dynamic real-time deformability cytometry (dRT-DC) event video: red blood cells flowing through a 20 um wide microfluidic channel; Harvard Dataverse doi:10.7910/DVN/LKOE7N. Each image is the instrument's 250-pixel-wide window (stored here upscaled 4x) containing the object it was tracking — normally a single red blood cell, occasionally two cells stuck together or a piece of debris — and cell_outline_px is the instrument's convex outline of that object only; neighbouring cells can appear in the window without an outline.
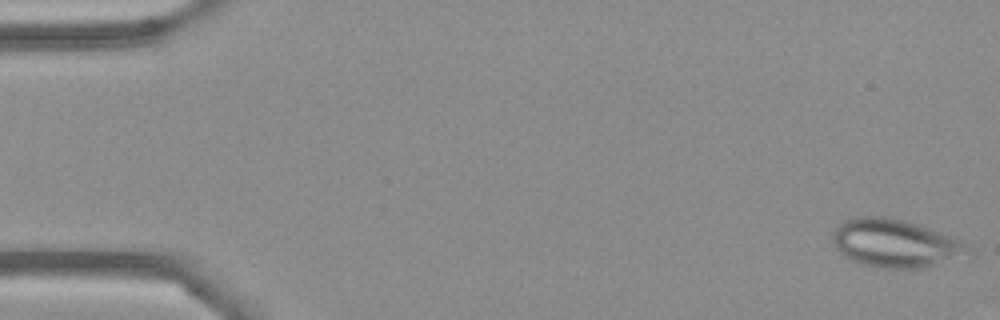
{"species": "Egyptian fruit bat (a non-hibernating species)", "species_latin": "Rousettus aegyptiacus", "temperature_condition": "cold", "stored_images_in_passage": 55, "camera_frame_rate_fps": 3000, "um_per_image_px": 0.085, "frame": {"image": 1, "passage_image": 1, "time_ms": 0.0, "image_size_px": [1000, 320], "cell_outline_px": [[972, 260], [928, 268], [876, 268], [860, 264], [844, 256], [840, 252], [832, 240], [832, 232], [844, 220], [852, 216], [884, 216], [916, 224], [940, 232], [960, 240], [972, 248]], "centroid_in_image_um": [76.24, 20.74], "position_along_channel_um": 8.8, "area_um2": 39.19}}
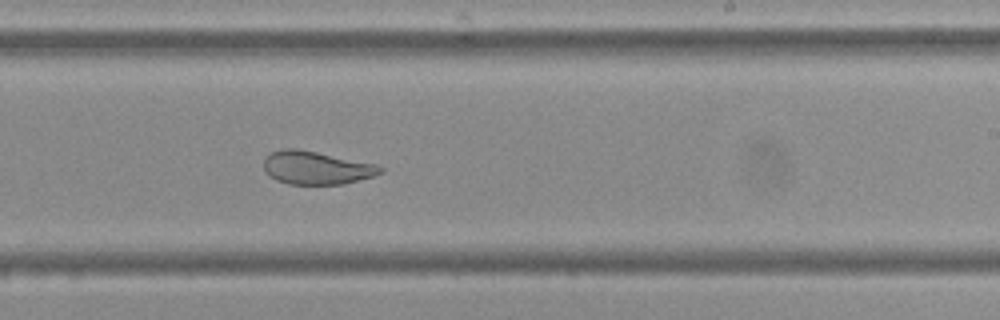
{"frame": {"image": 2, "passage_image": 33, "time_ms": 10.667, "image_size_px": [1000, 320], "cell_outline_px": [[384, 172], [372, 176], [344, 184], [288, 184], [276, 180], [264, 172], [264, 160], [272, 152], [284, 148], [296, 148], [376, 164], [384, 168]], "centroid_in_image_um": [26.88, 14.27], "position_along_channel_um": 262.1, "area_um2": 22.37}}
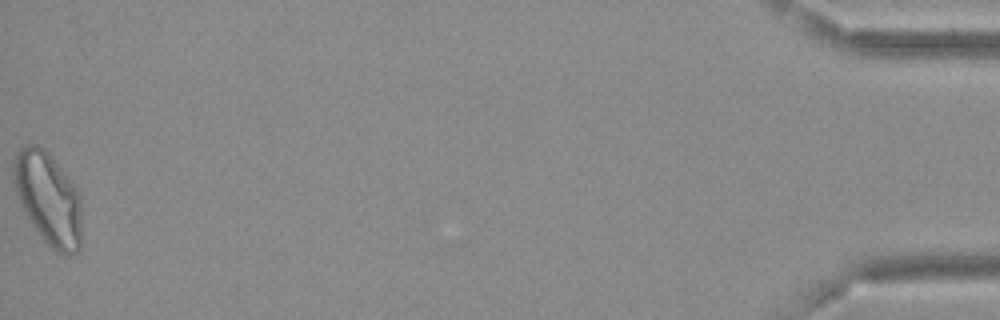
{"frame": {"image": 3, "passage_image": 55, "time_ms": 18.0, "image_size_px": [1000, 320], "cell_outline_px": [[80, 252], [68, 256], [52, 248], [44, 240], [28, 220], [20, 204], [16, 192], [12, 176], [12, 164], [20, 148], [28, 144], [36, 144], [44, 148], [48, 152], [80, 192]], "centroid_in_image_um": [4.08, 16.87], "position_along_channel_um": 431.1, "area_um2": 36.82}, "authors_computed_cell_mechanics": {"area_um2": 29.9404, "velocity_mm_per_s": 3.6644, "shape_relaxation_time_tau1_ms": null, "shape_relaxation_time_tau2_ms": 0.9202, "deformation_change_tau1": null, "deformation_change_tau2": 0.0768}}